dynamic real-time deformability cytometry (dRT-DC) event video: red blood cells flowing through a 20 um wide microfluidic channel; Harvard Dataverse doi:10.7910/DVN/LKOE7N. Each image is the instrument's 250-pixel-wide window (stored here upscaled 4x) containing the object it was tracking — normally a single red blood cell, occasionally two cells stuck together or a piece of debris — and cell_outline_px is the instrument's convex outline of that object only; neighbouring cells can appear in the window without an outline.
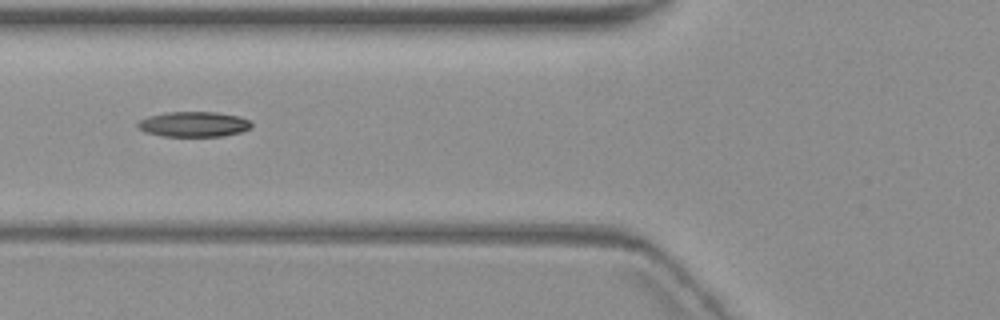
{"species": "common noctule bat (a hibernating species)", "species_latin": "Nyctalus noctula", "temperature_condition": "warm", "stored_images_in_passage": 7, "camera_frame_rate_fps": 3000, "um_per_image_px": 0.085, "animal": {"sex": "female", "body_mass_g": 19.3, "forearm_length_mm": 54.1}, "frame": {"image": 1, "passage_image": 7, "time_ms": 7.667, "image_size_px": [1000, 320], "cell_outline_px": [[252, 128], [240, 132], [224, 136], [160, 136], [144, 132], [136, 124], [140, 120], [148, 116], [168, 112], [216, 112], [240, 116], [248, 120], [252, 124]], "centroid_in_image_um": [16.47, 10.56], "position_along_channel_um": 109.3, "area_um2": 16.76}}